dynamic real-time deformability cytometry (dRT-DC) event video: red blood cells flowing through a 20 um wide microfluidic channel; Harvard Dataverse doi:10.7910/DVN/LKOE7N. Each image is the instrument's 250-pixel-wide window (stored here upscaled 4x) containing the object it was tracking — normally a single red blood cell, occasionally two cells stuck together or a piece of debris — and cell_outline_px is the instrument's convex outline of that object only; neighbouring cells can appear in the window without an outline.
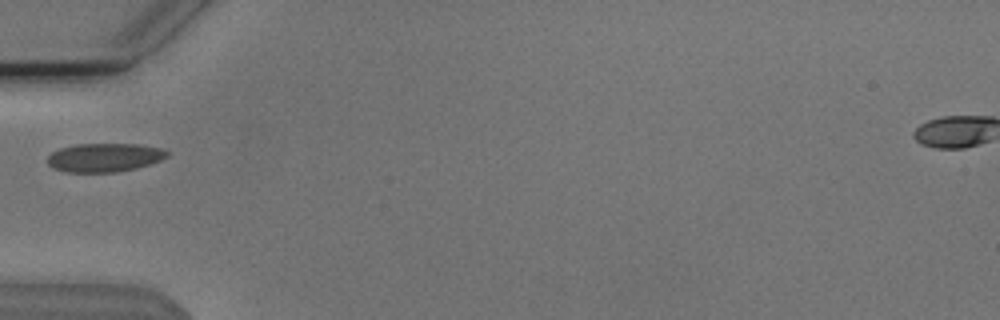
{"species": "Egyptian fruit bat (a non-hibernating species)", "species_latin": "Rousettus aegyptiacus", "temperature_condition": "cold", "stored_images_in_passage": 1, "camera_frame_rate_fps": 3000, "um_per_image_px": 0.085, "animal": {"sex": "male"}, "frame": {"image": 1, "passage_image": 1, "time_ms": 0.0, "image_size_px": [1000, 320], "cell_outline_px": [[168, 156], [160, 160], [136, 168], [116, 172], [64, 172], [52, 168], [48, 164], [48, 156], [52, 152], [60, 148], [76, 144], [140, 144], [164, 148], [168, 152]], "centroid_in_image_um": [8.87, 13.38], "position_along_channel_um": 76.1, "area_um2": 20.06}}